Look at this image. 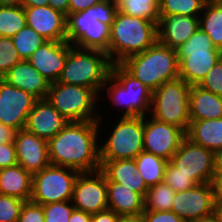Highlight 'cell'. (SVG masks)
Wrapping results in <instances>:
<instances>
[{
    "mask_svg": "<svg viewBox=\"0 0 222 222\" xmlns=\"http://www.w3.org/2000/svg\"><path fill=\"white\" fill-rule=\"evenodd\" d=\"M101 119L68 122L48 141L50 164L69 167L80 173L100 170V142L97 140Z\"/></svg>",
    "mask_w": 222,
    "mask_h": 222,
    "instance_id": "obj_1",
    "label": "cell"
},
{
    "mask_svg": "<svg viewBox=\"0 0 222 222\" xmlns=\"http://www.w3.org/2000/svg\"><path fill=\"white\" fill-rule=\"evenodd\" d=\"M117 12L116 0H104L86 10L67 15V41L76 47L108 55L110 27Z\"/></svg>",
    "mask_w": 222,
    "mask_h": 222,
    "instance_id": "obj_2",
    "label": "cell"
},
{
    "mask_svg": "<svg viewBox=\"0 0 222 222\" xmlns=\"http://www.w3.org/2000/svg\"><path fill=\"white\" fill-rule=\"evenodd\" d=\"M157 40L155 22L117 11L110 27L109 60L112 64H120L127 57L145 51Z\"/></svg>",
    "mask_w": 222,
    "mask_h": 222,
    "instance_id": "obj_3",
    "label": "cell"
},
{
    "mask_svg": "<svg viewBox=\"0 0 222 222\" xmlns=\"http://www.w3.org/2000/svg\"><path fill=\"white\" fill-rule=\"evenodd\" d=\"M120 64L152 91L165 82L179 78L176 49L158 40L145 51L127 57Z\"/></svg>",
    "mask_w": 222,
    "mask_h": 222,
    "instance_id": "obj_4",
    "label": "cell"
},
{
    "mask_svg": "<svg viewBox=\"0 0 222 222\" xmlns=\"http://www.w3.org/2000/svg\"><path fill=\"white\" fill-rule=\"evenodd\" d=\"M111 65L107 53L79 48L68 42L67 59L57 82L88 87L100 95Z\"/></svg>",
    "mask_w": 222,
    "mask_h": 222,
    "instance_id": "obj_5",
    "label": "cell"
},
{
    "mask_svg": "<svg viewBox=\"0 0 222 222\" xmlns=\"http://www.w3.org/2000/svg\"><path fill=\"white\" fill-rule=\"evenodd\" d=\"M103 90L108 92L110 103L112 101L113 105L125 110L122 116H146L150 112L153 91L133 77L121 64L111 65Z\"/></svg>",
    "mask_w": 222,
    "mask_h": 222,
    "instance_id": "obj_6",
    "label": "cell"
},
{
    "mask_svg": "<svg viewBox=\"0 0 222 222\" xmlns=\"http://www.w3.org/2000/svg\"><path fill=\"white\" fill-rule=\"evenodd\" d=\"M190 91L191 85L181 78L165 82L152 92L149 116L187 132L190 124Z\"/></svg>",
    "mask_w": 222,
    "mask_h": 222,
    "instance_id": "obj_7",
    "label": "cell"
},
{
    "mask_svg": "<svg viewBox=\"0 0 222 222\" xmlns=\"http://www.w3.org/2000/svg\"><path fill=\"white\" fill-rule=\"evenodd\" d=\"M102 98L93 89L61 82L50 83L46 99L69 122L98 121L97 100Z\"/></svg>",
    "mask_w": 222,
    "mask_h": 222,
    "instance_id": "obj_8",
    "label": "cell"
},
{
    "mask_svg": "<svg viewBox=\"0 0 222 222\" xmlns=\"http://www.w3.org/2000/svg\"><path fill=\"white\" fill-rule=\"evenodd\" d=\"M109 128H113L109 130L111 133L99 145L100 160L135 159L144 151V116H121L114 127Z\"/></svg>",
    "mask_w": 222,
    "mask_h": 222,
    "instance_id": "obj_9",
    "label": "cell"
},
{
    "mask_svg": "<svg viewBox=\"0 0 222 222\" xmlns=\"http://www.w3.org/2000/svg\"><path fill=\"white\" fill-rule=\"evenodd\" d=\"M79 171L56 165L32 175V195L30 201L46 205L49 203L71 201L74 183Z\"/></svg>",
    "mask_w": 222,
    "mask_h": 222,
    "instance_id": "obj_10",
    "label": "cell"
},
{
    "mask_svg": "<svg viewBox=\"0 0 222 222\" xmlns=\"http://www.w3.org/2000/svg\"><path fill=\"white\" fill-rule=\"evenodd\" d=\"M179 171L198 184L211 183L214 172V151L193 143L187 137L170 160Z\"/></svg>",
    "mask_w": 222,
    "mask_h": 222,
    "instance_id": "obj_11",
    "label": "cell"
},
{
    "mask_svg": "<svg viewBox=\"0 0 222 222\" xmlns=\"http://www.w3.org/2000/svg\"><path fill=\"white\" fill-rule=\"evenodd\" d=\"M107 177L101 171L83 172L77 176L72 196L74 209L95 214L108 209Z\"/></svg>",
    "mask_w": 222,
    "mask_h": 222,
    "instance_id": "obj_12",
    "label": "cell"
},
{
    "mask_svg": "<svg viewBox=\"0 0 222 222\" xmlns=\"http://www.w3.org/2000/svg\"><path fill=\"white\" fill-rule=\"evenodd\" d=\"M148 116H144V151L170 161L186 137V132L176 125L160 122Z\"/></svg>",
    "mask_w": 222,
    "mask_h": 222,
    "instance_id": "obj_13",
    "label": "cell"
},
{
    "mask_svg": "<svg viewBox=\"0 0 222 222\" xmlns=\"http://www.w3.org/2000/svg\"><path fill=\"white\" fill-rule=\"evenodd\" d=\"M37 98L0 78V122L15 130L25 129Z\"/></svg>",
    "mask_w": 222,
    "mask_h": 222,
    "instance_id": "obj_14",
    "label": "cell"
},
{
    "mask_svg": "<svg viewBox=\"0 0 222 222\" xmlns=\"http://www.w3.org/2000/svg\"><path fill=\"white\" fill-rule=\"evenodd\" d=\"M214 194L211 183L197 184L176 192L171 211L185 222H195L213 214Z\"/></svg>",
    "mask_w": 222,
    "mask_h": 222,
    "instance_id": "obj_15",
    "label": "cell"
},
{
    "mask_svg": "<svg viewBox=\"0 0 222 222\" xmlns=\"http://www.w3.org/2000/svg\"><path fill=\"white\" fill-rule=\"evenodd\" d=\"M18 164L32 175L50 165L48 141L21 129L14 139Z\"/></svg>",
    "mask_w": 222,
    "mask_h": 222,
    "instance_id": "obj_16",
    "label": "cell"
},
{
    "mask_svg": "<svg viewBox=\"0 0 222 222\" xmlns=\"http://www.w3.org/2000/svg\"><path fill=\"white\" fill-rule=\"evenodd\" d=\"M26 24L47 41H67V16L48 6L24 7Z\"/></svg>",
    "mask_w": 222,
    "mask_h": 222,
    "instance_id": "obj_17",
    "label": "cell"
},
{
    "mask_svg": "<svg viewBox=\"0 0 222 222\" xmlns=\"http://www.w3.org/2000/svg\"><path fill=\"white\" fill-rule=\"evenodd\" d=\"M68 54V41H45L27 61L49 82H57Z\"/></svg>",
    "mask_w": 222,
    "mask_h": 222,
    "instance_id": "obj_18",
    "label": "cell"
},
{
    "mask_svg": "<svg viewBox=\"0 0 222 222\" xmlns=\"http://www.w3.org/2000/svg\"><path fill=\"white\" fill-rule=\"evenodd\" d=\"M60 112L46 99H37L28 114L25 129L47 141L57 135L67 124Z\"/></svg>",
    "mask_w": 222,
    "mask_h": 222,
    "instance_id": "obj_19",
    "label": "cell"
},
{
    "mask_svg": "<svg viewBox=\"0 0 222 222\" xmlns=\"http://www.w3.org/2000/svg\"><path fill=\"white\" fill-rule=\"evenodd\" d=\"M199 28V16H160L157 25L158 41L172 49L184 44Z\"/></svg>",
    "mask_w": 222,
    "mask_h": 222,
    "instance_id": "obj_20",
    "label": "cell"
},
{
    "mask_svg": "<svg viewBox=\"0 0 222 222\" xmlns=\"http://www.w3.org/2000/svg\"><path fill=\"white\" fill-rule=\"evenodd\" d=\"M179 62V78L189 85H199L207 73L222 58L221 50L207 52L176 53Z\"/></svg>",
    "mask_w": 222,
    "mask_h": 222,
    "instance_id": "obj_21",
    "label": "cell"
},
{
    "mask_svg": "<svg viewBox=\"0 0 222 222\" xmlns=\"http://www.w3.org/2000/svg\"><path fill=\"white\" fill-rule=\"evenodd\" d=\"M2 79L37 99L46 98L50 87V83L27 60L17 63Z\"/></svg>",
    "mask_w": 222,
    "mask_h": 222,
    "instance_id": "obj_22",
    "label": "cell"
},
{
    "mask_svg": "<svg viewBox=\"0 0 222 222\" xmlns=\"http://www.w3.org/2000/svg\"><path fill=\"white\" fill-rule=\"evenodd\" d=\"M108 209L121 217L138 218L144 212V197L121 183L107 178Z\"/></svg>",
    "mask_w": 222,
    "mask_h": 222,
    "instance_id": "obj_23",
    "label": "cell"
},
{
    "mask_svg": "<svg viewBox=\"0 0 222 222\" xmlns=\"http://www.w3.org/2000/svg\"><path fill=\"white\" fill-rule=\"evenodd\" d=\"M101 171L111 182L121 183L145 197L148 186L140 174L135 159L100 160Z\"/></svg>",
    "mask_w": 222,
    "mask_h": 222,
    "instance_id": "obj_24",
    "label": "cell"
},
{
    "mask_svg": "<svg viewBox=\"0 0 222 222\" xmlns=\"http://www.w3.org/2000/svg\"><path fill=\"white\" fill-rule=\"evenodd\" d=\"M0 194L30 201L32 174L19 164L0 169Z\"/></svg>",
    "mask_w": 222,
    "mask_h": 222,
    "instance_id": "obj_25",
    "label": "cell"
},
{
    "mask_svg": "<svg viewBox=\"0 0 222 222\" xmlns=\"http://www.w3.org/2000/svg\"><path fill=\"white\" fill-rule=\"evenodd\" d=\"M190 120L222 118V97L192 85L189 101Z\"/></svg>",
    "mask_w": 222,
    "mask_h": 222,
    "instance_id": "obj_26",
    "label": "cell"
},
{
    "mask_svg": "<svg viewBox=\"0 0 222 222\" xmlns=\"http://www.w3.org/2000/svg\"><path fill=\"white\" fill-rule=\"evenodd\" d=\"M186 137L212 151L222 149V118L190 120Z\"/></svg>",
    "mask_w": 222,
    "mask_h": 222,
    "instance_id": "obj_27",
    "label": "cell"
},
{
    "mask_svg": "<svg viewBox=\"0 0 222 222\" xmlns=\"http://www.w3.org/2000/svg\"><path fill=\"white\" fill-rule=\"evenodd\" d=\"M199 27L209 36L212 44L222 51V3L205 2L199 16Z\"/></svg>",
    "mask_w": 222,
    "mask_h": 222,
    "instance_id": "obj_28",
    "label": "cell"
},
{
    "mask_svg": "<svg viewBox=\"0 0 222 222\" xmlns=\"http://www.w3.org/2000/svg\"><path fill=\"white\" fill-rule=\"evenodd\" d=\"M138 174L142 176L148 187L155 186L164 180V171L168 163L162 157L142 151L136 158Z\"/></svg>",
    "mask_w": 222,
    "mask_h": 222,
    "instance_id": "obj_29",
    "label": "cell"
},
{
    "mask_svg": "<svg viewBox=\"0 0 222 222\" xmlns=\"http://www.w3.org/2000/svg\"><path fill=\"white\" fill-rule=\"evenodd\" d=\"M116 3L118 12L159 23V0H116Z\"/></svg>",
    "mask_w": 222,
    "mask_h": 222,
    "instance_id": "obj_30",
    "label": "cell"
},
{
    "mask_svg": "<svg viewBox=\"0 0 222 222\" xmlns=\"http://www.w3.org/2000/svg\"><path fill=\"white\" fill-rule=\"evenodd\" d=\"M176 195L164 181L148 188L144 197V211H171Z\"/></svg>",
    "mask_w": 222,
    "mask_h": 222,
    "instance_id": "obj_31",
    "label": "cell"
},
{
    "mask_svg": "<svg viewBox=\"0 0 222 222\" xmlns=\"http://www.w3.org/2000/svg\"><path fill=\"white\" fill-rule=\"evenodd\" d=\"M25 10L19 6H0V36L12 38L26 26Z\"/></svg>",
    "mask_w": 222,
    "mask_h": 222,
    "instance_id": "obj_32",
    "label": "cell"
},
{
    "mask_svg": "<svg viewBox=\"0 0 222 222\" xmlns=\"http://www.w3.org/2000/svg\"><path fill=\"white\" fill-rule=\"evenodd\" d=\"M206 0H159L160 16H200Z\"/></svg>",
    "mask_w": 222,
    "mask_h": 222,
    "instance_id": "obj_33",
    "label": "cell"
},
{
    "mask_svg": "<svg viewBox=\"0 0 222 222\" xmlns=\"http://www.w3.org/2000/svg\"><path fill=\"white\" fill-rule=\"evenodd\" d=\"M12 40L22 60H27L37 48L47 41L27 25L17 32V34L12 37Z\"/></svg>",
    "mask_w": 222,
    "mask_h": 222,
    "instance_id": "obj_34",
    "label": "cell"
},
{
    "mask_svg": "<svg viewBox=\"0 0 222 222\" xmlns=\"http://www.w3.org/2000/svg\"><path fill=\"white\" fill-rule=\"evenodd\" d=\"M163 181L175 190V192L188 190L198 184L193 177L180 172L179 168L171 161H168L166 164Z\"/></svg>",
    "mask_w": 222,
    "mask_h": 222,
    "instance_id": "obj_35",
    "label": "cell"
},
{
    "mask_svg": "<svg viewBox=\"0 0 222 222\" xmlns=\"http://www.w3.org/2000/svg\"><path fill=\"white\" fill-rule=\"evenodd\" d=\"M22 61L10 37L0 36V78Z\"/></svg>",
    "mask_w": 222,
    "mask_h": 222,
    "instance_id": "obj_36",
    "label": "cell"
},
{
    "mask_svg": "<svg viewBox=\"0 0 222 222\" xmlns=\"http://www.w3.org/2000/svg\"><path fill=\"white\" fill-rule=\"evenodd\" d=\"M207 50H220L216 48L209 36L199 27L197 31L176 49V53L207 52Z\"/></svg>",
    "mask_w": 222,
    "mask_h": 222,
    "instance_id": "obj_37",
    "label": "cell"
},
{
    "mask_svg": "<svg viewBox=\"0 0 222 222\" xmlns=\"http://www.w3.org/2000/svg\"><path fill=\"white\" fill-rule=\"evenodd\" d=\"M45 222H68L74 210L72 201H62L42 205Z\"/></svg>",
    "mask_w": 222,
    "mask_h": 222,
    "instance_id": "obj_38",
    "label": "cell"
},
{
    "mask_svg": "<svg viewBox=\"0 0 222 222\" xmlns=\"http://www.w3.org/2000/svg\"><path fill=\"white\" fill-rule=\"evenodd\" d=\"M24 200L0 194V222H18Z\"/></svg>",
    "mask_w": 222,
    "mask_h": 222,
    "instance_id": "obj_39",
    "label": "cell"
},
{
    "mask_svg": "<svg viewBox=\"0 0 222 222\" xmlns=\"http://www.w3.org/2000/svg\"><path fill=\"white\" fill-rule=\"evenodd\" d=\"M198 86L222 97V58L206 74Z\"/></svg>",
    "mask_w": 222,
    "mask_h": 222,
    "instance_id": "obj_40",
    "label": "cell"
},
{
    "mask_svg": "<svg viewBox=\"0 0 222 222\" xmlns=\"http://www.w3.org/2000/svg\"><path fill=\"white\" fill-rule=\"evenodd\" d=\"M18 222H45L42 205L32 201H25L21 208Z\"/></svg>",
    "mask_w": 222,
    "mask_h": 222,
    "instance_id": "obj_41",
    "label": "cell"
},
{
    "mask_svg": "<svg viewBox=\"0 0 222 222\" xmlns=\"http://www.w3.org/2000/svg\"><path fill=\"white\" fill-rule=\"evenodd\" d=\"M139 218L141 222H185L173 211H144Z\"/></svg>",
    "mask_w": 222,
    "mask_h": 222,
    "instance_id": "obj_42",
    "label": "cell"
},
{
    "mask_svg": "<svg viewBox=\"0 0 222 222\" xmlns=\"http://www.w3.org/2000/svg\"><path fill=\"white\" fill-rule=\"evenodd\" d=\"M18 164L15 143L0 144V169Z\"/></svg>",
    "mask_w": 222,
    "mask_h": 222,
    "instance_id": "obj_43",
    "label": "cell"
},
{
    "mask_svg": "<svg viewBox=\"0 0 222 222\" xmlns=\"http://www.w3.org/2000/svg\"><path fill=\"white\" fill-rule=\"evenodd\" d=\"M122 218L110 209L92 214V222H120Z\"/></svg>",
    "mask_w": 222,
    "mask_h": 222,
    "instance_id": "obj_44",
    "label": "cell"
},
{
    "mask_svg": "<svg viewBox=\"0 0 222 222\" xmlns=\"http://www.w3.org/2000/svg\"><path fill=\"white\" fill-rule=\"evenodd\" d=\"M104 0H69L68 14L86 10Z\"/></svg>",
    "mask_w": 222,
    "mask_h": 222,
    "instance_id": "obj_45",
    "label": "cell"
},
{
    "mask_svg": "<svg viewBox=\"0 0 222 222\" xmlns=\"http://www.w3.org/2000/svg\"><path fill=\"white\" fill-rule=\"evenodd\" d=\"M16 131L13 127L0 122V144L14 143Z\"/></svg>",
    "mask_w": 222,
    "mask_h": 222,
    "instance_id": "obj_46",
    "label": "cell"
},
{
    "mask_svg": "<svg viewBox=\"0 0 222 222\" xmlns=\"http://www.w3.org/2000/svg\"><path fill=\"white\" fill-rule=\"evenodd\" d=\"M212 187L214 194V201H222V175L213 176Z\"/></svg>",
    "mask_w": 222,
    "mask_h": 222,
    "instance_id": "obj_47",
    "label": "cell"
},
{
    "mask_svg": "<svg viewBox=\"0 0 222 222\" xmlns=\"http://www.w3.org/2000/svg\"><path fill=\"white\" fill-rule=\"evenodd\" d=\"M68 222H92V214L74 209Z\"/></svg>",
    "mask_w": 222,
    "mask_h": 222,
    "instance_id": "obj_48",
    "label": "cell"
},
{
    "mask_svg": "<svg viewBox=\"0 0 222 222\" xmlns=\"http://www.w3.org/2000/svg\"><path fill=\"white\" fill-rule=\"evenodd\" d=\"M49 6L66 16L68 15L69 0H49Z\"/></svg>",
    "mask_w": 222,
    "mask_h": 222,
    "instance_id": "obj_49",
    "label": "cell"
},
{
    "mask_svg": "<svg viewBox=\"0 0 222 222\" xmlns=\"http://www.w3.org/2000/svg\"><path fill=\"white\" fill-rule=\"evenodd\" d=\"M214 176L222 175V149L214 151Z\"/></svg>",
    "mask_w": 222,
    "mask_h": 222,
    "instance_id": "obj_50",
    "label": "cell"
},
{
    "mask_svg": "<svg viewBox=\"0 0 222 222\" xmlns=\"http://www.w3.org/2000/svg\"><path fill=\"white\" fill-rule=\"evenodd\" d=\"M23 7L48 6L49 0H22Z\"/></svg>",
    "mask_w": 222,
    "mask_h": 222,
    "instance_id": "obj_51",
    "label": "cell"
},
{
    "mask_svg": "<svg viewBox=\"0 0 222 222\" xmlns=\"http://www.w3.org/2000/svg\"><path fill=\"white\" fill-rule=\"evenodd\" d=\"M213 214L219 222H222V201H214Z\"/></svg>",
    "mask_w": 222,
    "mask_h": 222,
    "instance_id": "obj_52",
    "label": "cell"
},
{
    "mask_svg": "<svg viewBox=\"0 0 222 222\" xmlns=\"http://www.w3.org/2000/svg\"><path fill=\"white\" fill-rule=\"evenodd\" d=\"M22 0H0V6H19Z\"/></svg>",
    "mask_w": 222,
    "mask_h": 222,
    "instance_id": "obj_53",
    "label": "cell"
},
{
    "mask_svg": "<svg viewBox=\"0 0 222 222\" xmlns=\"http://www.w3.org/2000/svg\"><path fill=\"white\" fill-rule=\"evenodd\" d=\"M195 222H219V221L217 220V218L215 217L214 214H211V215L203 217L200 220H197Z\"/></svg>",
    "mask_w": 222,
    "mask_h": 222,
    "instance_id": "obj_54",
    "label": "cell"
},
{
    "mask_svg": "<svg viewBox=\"0 0 222 222\" xmlns=\"http://www.w3.org/2000/svg\"><path fill=\"white\" fill-rule=\"evenodd\" d=\"M120 222H141V219L138 218H127V217H123Z\"/></svg>",
    "mask_w": 222,
    "mask_h": 222,
    "instance_id": "obj_55",
    "label": "cell"
},
{
    "mask_svg": "<svg viewBox=\"0 0 222 222\" xmlns=\"http://www.w3.org/2000/svg\"><path fill=\"white\" fill-rule=\"evenodd\" d=\"M210 3H222V0H208Z\"/></svg>",
    "mask_w": 222,
    "mask_h": 222,
    "instance_id": "obj_56",
    "label": "cell"
}]
</instances>
